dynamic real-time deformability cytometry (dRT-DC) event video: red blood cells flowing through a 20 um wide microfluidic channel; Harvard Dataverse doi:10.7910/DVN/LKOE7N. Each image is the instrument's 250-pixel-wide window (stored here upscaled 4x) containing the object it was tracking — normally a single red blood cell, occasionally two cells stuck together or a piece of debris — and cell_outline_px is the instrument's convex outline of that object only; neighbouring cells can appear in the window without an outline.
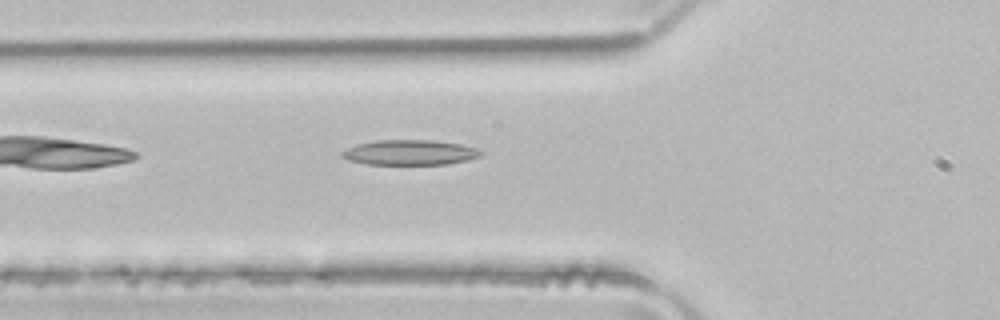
{"species": "common noctule bat (a hibernating species)", "species_latin": "Nyctalus noctula", "temperature_condition": "room temperature", "stored_images_in_passage": 36, "camera_frame_rate_fps": 3000, "um_per_image_px": 0.085, "animal": {"sex": "male", "body_mass_g": 21.5, "forearm_length_mm": 52.0}, "frame": {"image": 1, "passage_image": 3, "time_ms": 0.667, "image_size_px": [1000, 320], "cell_outline_px": [[484, 152], [480, 156], [468, 160], [448, 164], [364, 164], [348, 160], [340, 156], [340, 152], [356, 144], [376, 140], [432, 140], [460, 144], [476, 148]], "centroid_in_image_um": [34.81, 12.96], "position_along_channel_um": 91.0, "area_um2": 20.4}}
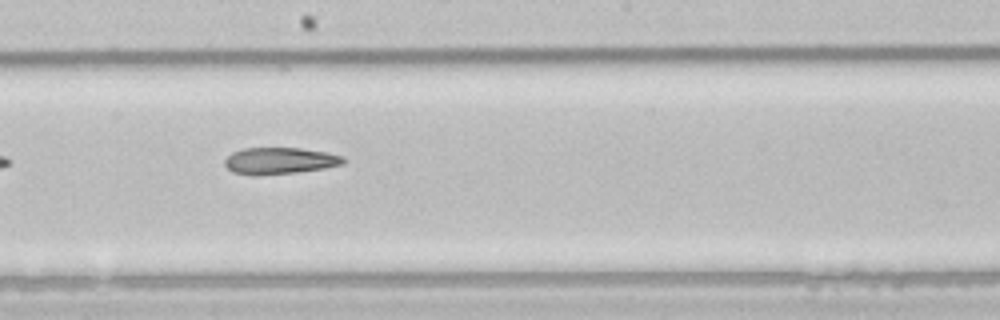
{"frame": {"image": 2, "passage_image": 13, "time_ms": 4.0, "image_size_px": [1000, 320], "cell_outline_px": [[348, 160], [344, 164], [324, 168], [296, 172], [260, 176], [252, 176], [232, 172], [224, 164], [224, 160], [232, 152], [244, 148], [300, 148], [328, 152], [344, 156]], "centroid_in_image_um": [23.79, 13.67], "position_along_channel_um": 224.4, "area_um2": 18.73}}
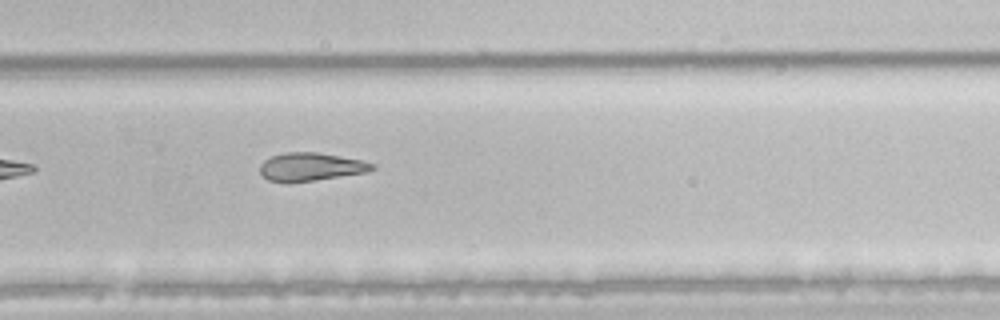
{"frame": {"image": 3, "passage_image": 19, "time_ms": 6.0, "image_size_px": [1000, 320], "cell_outline_px": [[376, 168], [368, 172], [316, 180], [288, 184], [268, 180], [260, 172], [260, 164], [264, 160], [272, 156], [284, 152], [316, 152], [364, 160], [376, 164]], "centroid_in_image_um": [26.43, 14.19], "position_along_channel_um": 303.4, "area_um2": 18.79}, "authors_computed_cell_mechanics": {"area_um2": 19.5075, "velocity_mm_per_s": 3.9828, "shape_relaxation_time_tau1_ms": 10.6014, "shape_relaxation_time_tau2_ms": 8.8971, "deformation_change_tau1": 0.2192, "deformation_change_tau2": 0.2149}}